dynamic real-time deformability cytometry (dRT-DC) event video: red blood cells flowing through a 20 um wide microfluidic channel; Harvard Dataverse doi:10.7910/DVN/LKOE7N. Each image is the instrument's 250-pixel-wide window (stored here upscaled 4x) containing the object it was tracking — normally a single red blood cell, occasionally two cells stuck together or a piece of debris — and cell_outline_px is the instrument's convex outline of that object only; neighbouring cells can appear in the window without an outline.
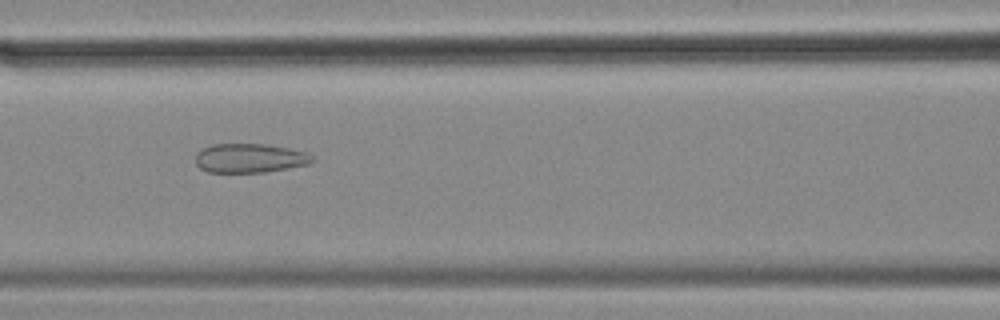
{"species": "common noctule bat (a hibernating species)", "species_latin": "Nyctalus noctula", "temperature_condition": "cold", "stored_images_in_passage": 52, "camera_frame_rate_fps": 3000, "um_per_image_px": 0.085, "animal": {"sex": "female", "body_mass_g": 18.4}, "frame": {"image": 1, "passage_image": 24, "time_ms": 7.667, "image_size_px": [1000, 320], "cell_outline_px": [[316, 160], [308, 164], [264, 172], [208, 172], [200, 168], [196, 164], [196, 152], [212, 144], [264, 144], [288, 148], [304, 152], [312, 156]], "centroid_in_image_um": [21.2, 13.44], "position_along_channel_um": 145.4, "area_um2": 19.65}}
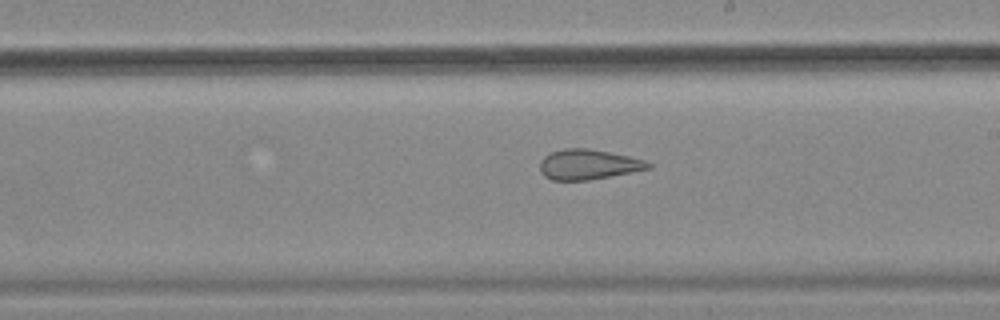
{"frame": {"image": 2, "passage_image": 32, "time_ms": 10.333, "image_size_px": [1000, 320], "cell_outline_px": [[652, 168], [588, 180], [552, 180], [544, 176], [540, 172], [540, 160], [544, 156], [552, 152], [564, 148], [588, 148], [628, 156], [644, 160], [652, 164]], "centroid_in_image_um": [49.97, 13.98], "position_along_channel_um": 239.0, "area_um2": 18.9}}
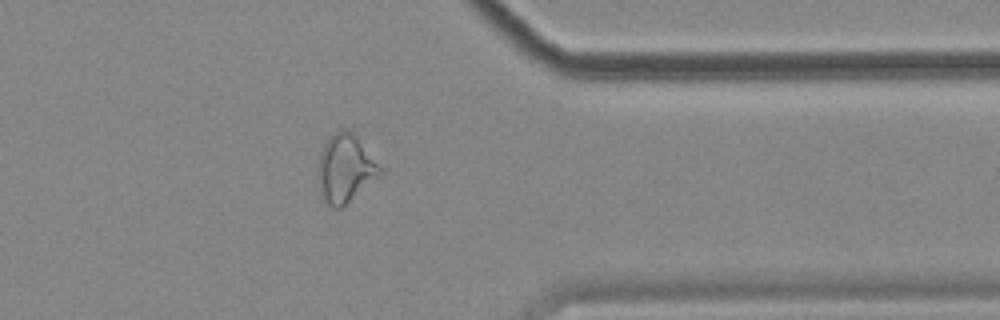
{"frame": {"image": 3, "passage_image": 45, "time_ms": 14.667, "image_size_px": [1000, 320], "cell_outline_px": [[384, 172], [380, 176], [340, 208], [332, 208], [320, 196], [316, 180], [320, 152], [324, 144], [340, 128], [352, 128], [356, 132], [384, 168]], "centroid_in_image_um": [29.38, 14.27], "position_along_channel_um": 382.0, "area_um2": 25.49}, "authors_computed_cell_mechanics": {"area_um2": 25.3453, "velocity_mm_per_s": 3.5378, "shape_relaxation_time_tau1_ms": null, "shape_relaxation_time_tau2_ms": 2.1109, "deformation_change_tau1": null, "deformation_change_tau2": 0.1131}}